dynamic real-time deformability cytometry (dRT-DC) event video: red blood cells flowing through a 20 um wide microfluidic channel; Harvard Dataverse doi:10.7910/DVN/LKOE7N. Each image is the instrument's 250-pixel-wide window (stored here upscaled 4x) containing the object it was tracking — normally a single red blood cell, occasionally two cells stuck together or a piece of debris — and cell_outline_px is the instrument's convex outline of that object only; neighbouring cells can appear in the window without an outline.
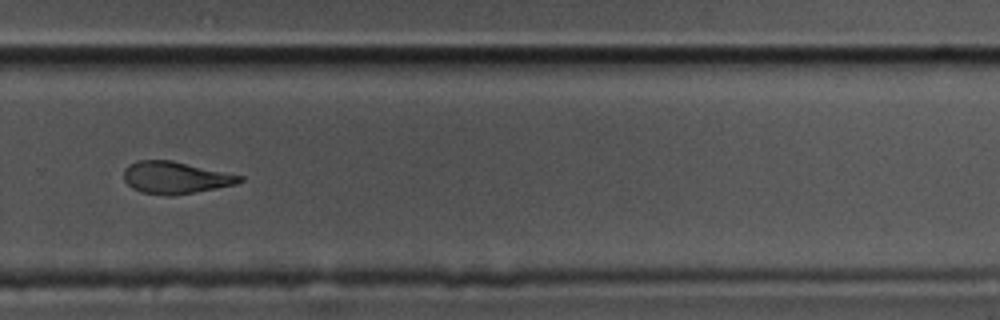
{"species": "common noctule bat (a hibernating species)", "species_latin": "Nyctalus noctula", "temperature_condition": "cold", "stored_images_in_passage": 44, "camera_frame_rate_fps": 3000, "um_per_image_px": 0.085, "animal": {"sex": "male", "body_mass_g": 17.5, "forearm_length_mm": 52.3}, "frame": {"image": 1, "passage_image": 26, "time_ms": 8.333, "image_size_px": [1000, 320], "cell_outline_px": [[244, 180], [236, 184], [216, 188], [172, 196], [168, 196], [140, 192], [132, 188], [124, 180], [124, 168], [128, 164], [136, 160], [172, 160], [244, 176]], "centroid_in_image_um": [14.89, 15.09], "position_along_channel_um": 314.9, "area_um2": 21.79}}